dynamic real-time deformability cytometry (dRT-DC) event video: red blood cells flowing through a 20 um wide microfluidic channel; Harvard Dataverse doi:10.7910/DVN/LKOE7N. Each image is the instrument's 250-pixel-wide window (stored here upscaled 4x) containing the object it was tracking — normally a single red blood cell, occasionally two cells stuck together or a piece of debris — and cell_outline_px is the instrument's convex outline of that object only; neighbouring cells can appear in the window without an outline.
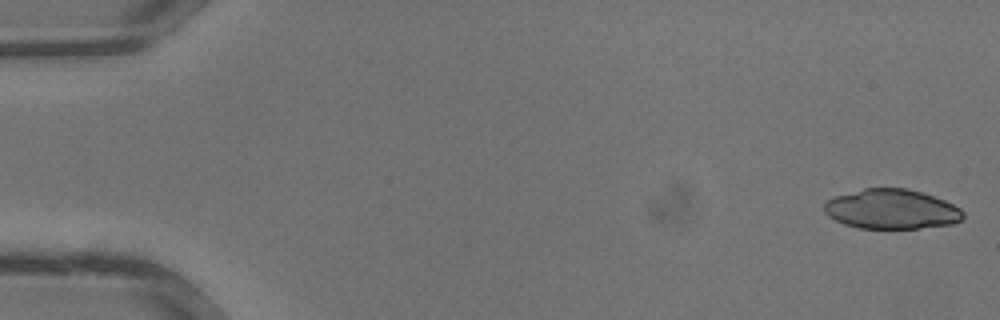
{"species": "common noctule bat (a hibernating species)", "species_latin": "Nyctalus noctula", "temperature_condition": "warm", "stored_images_in_passage": 13, "camera_frame_rate_fps": 3000, "um_per_image_px": 0.085, "animal": {"sex": "male", "body_mass_g": 13.3}, "frame": {"image": 1, "passage_image": 1, "time_ms": 0.0, "image_size_px": [1000, 320], "cell_outline_px": [[964, 216], [960, 220], [952, 224], [920, 228], [860, 228], [844, 224], [828, 216], [824, 212], [824, 200], [836, 196], [864, 188], [904, 188], [920, 192], [944, 200], [960, 208], [964, 212]], "centroid_in_image_um": [75.76, 17.78], "position_along_channel_um": 9.2, "area_um2": 32.02}}
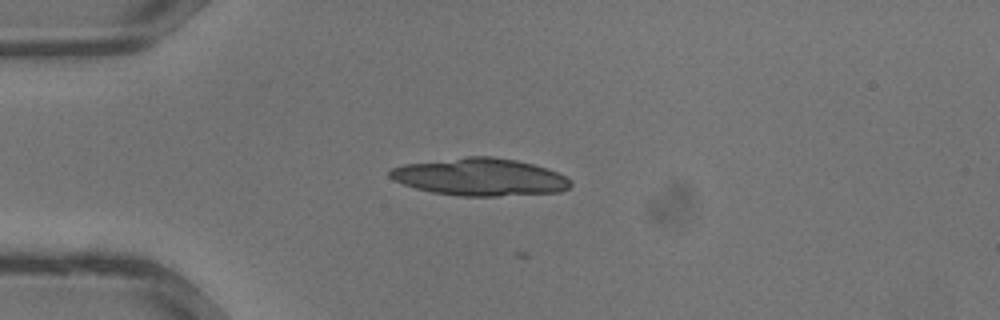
{"frame": {"image": 2, "passage_image": 9, "time_ms": 2.667, "image_size_px": [1000, 320], "cell_outline_px": [[572, 184], [568, 188], [560, 192], [496, 196], [460, 196], [432, 192], [416, 188], [404, 184], [388, 176], [388, 172], [392, 168], [404, 164], [468, 156], [492, 156], [516, 160], [548, 168], [572, 180]], "centroid_in_image_um": [40.82, 15.04], "position_along_channel_um": 44.2, "area_um2": 39.36}}